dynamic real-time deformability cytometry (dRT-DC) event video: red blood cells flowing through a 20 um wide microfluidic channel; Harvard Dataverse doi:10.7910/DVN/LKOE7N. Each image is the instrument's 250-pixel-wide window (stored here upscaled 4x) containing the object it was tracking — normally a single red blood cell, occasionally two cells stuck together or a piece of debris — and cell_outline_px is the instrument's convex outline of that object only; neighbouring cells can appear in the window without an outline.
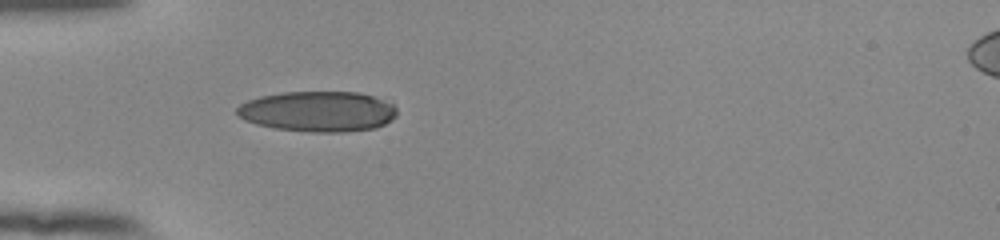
{"species": "human", "species_latin": "Homo sapiens", "temperature_condition": "room temperature", "stored_images_in_passage": 37, "camera_frame_rate_fps": 3000, "um_per_image_px": 0.085, "donor": {"sex": "female"}, "frame": {"image": 1, "passage_image": 1, "time_ms": 0.0, "image_size_px": [1000, 240], "cell_outline_px": [[396, 116], [392, 120], [376, 128], [344, 132], [312, 132], [276, 128], [256, 124], [244, 120], [236, 116], [236, 108], [240, 104], [248, 100], [260, 96], [284, 92], [360, 92], [384, 100], [392, 104], [396, 108]], "centroid_in_image_um": [27.01, 9.47], "position_along_channel_um": 58.0, "area_um2": 37.86}}
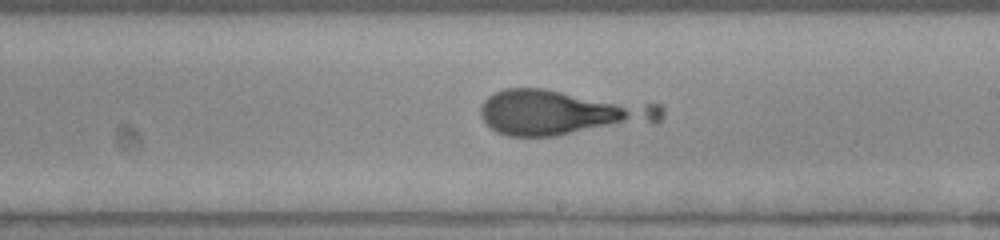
{"frame": {"image": 2, "passage_image": 16, "time_ms": 5.0, "image_size_px": [1000, 240], "cell_outline_px": [[664, 116], [656, 124], [556, 136], [508, 136], [496, 132], [480, 116], [480, 104], [488, 96], [504, 88], [544, 88], [664, 104]], "centroid_in_image_um": [47.87, 9.56], "position_along_channel_um": 241.1, "area_um2": 48.9}}
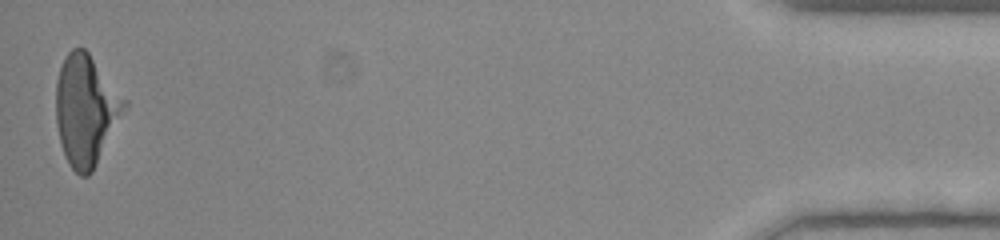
{"frame": {"image": 3, "passage_image": 37, "time_ms": 12.0, "image_size_px": [1000, 240], "cell_outline_px": [[128, 104], [92, 172], [88, 176], [80, 176], [68, 164], [64, 156], [60, 144], [56, 120], [56, 80], [60, 68], [68, 52], [72, 48], [84, 48], [88, 52], [128, 100]], "centroid_in_image_um": [7.3, 9.36], "position_along_channel_um": 427.9, "area_um2": 43.99}}